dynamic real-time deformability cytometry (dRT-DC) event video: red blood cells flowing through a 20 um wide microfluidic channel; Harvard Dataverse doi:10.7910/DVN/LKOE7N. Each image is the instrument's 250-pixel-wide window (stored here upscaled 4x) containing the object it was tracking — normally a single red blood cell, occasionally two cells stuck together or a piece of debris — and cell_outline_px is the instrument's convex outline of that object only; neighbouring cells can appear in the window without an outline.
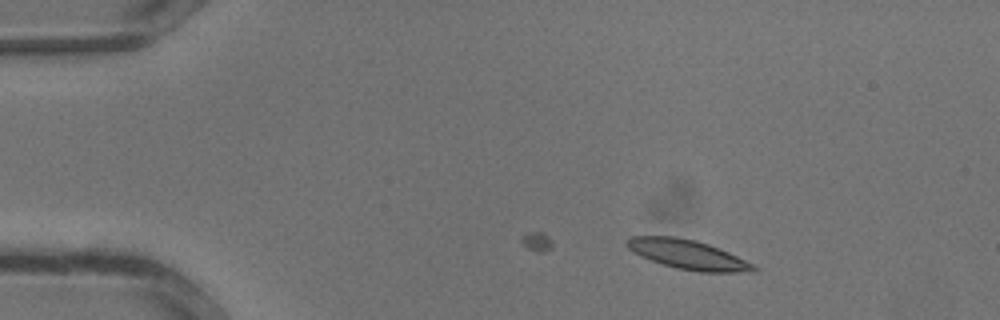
{"species": "common noctule bat (a hibernating species)", "species_latin": "Nyctalus noctula", "temperature_condition": "warm", "stored_images_in_passage": 4, "camera_frame_rate_fps": 3000, "um_per_image_px": 0.085, "animal": {"sex": "male", "body_mass_g": 13.3}, "frame": {"image": 1, "passage_image": 4, "time_ms": 1.0, "image_size_px": [1000, 320], "cell_outline_px": [[760, 268], [756, 272], [700, 272], [676, 268], [652, 260], [628, 248], [624, 240], [632, 236], [676, 236], [696, 240], [708, 244], [728, 252], [756, 264]], "centroid_in_image_um": [58.55, 21.64], "position_along_channel_um": 26.5, "area_um2": 21.68}}